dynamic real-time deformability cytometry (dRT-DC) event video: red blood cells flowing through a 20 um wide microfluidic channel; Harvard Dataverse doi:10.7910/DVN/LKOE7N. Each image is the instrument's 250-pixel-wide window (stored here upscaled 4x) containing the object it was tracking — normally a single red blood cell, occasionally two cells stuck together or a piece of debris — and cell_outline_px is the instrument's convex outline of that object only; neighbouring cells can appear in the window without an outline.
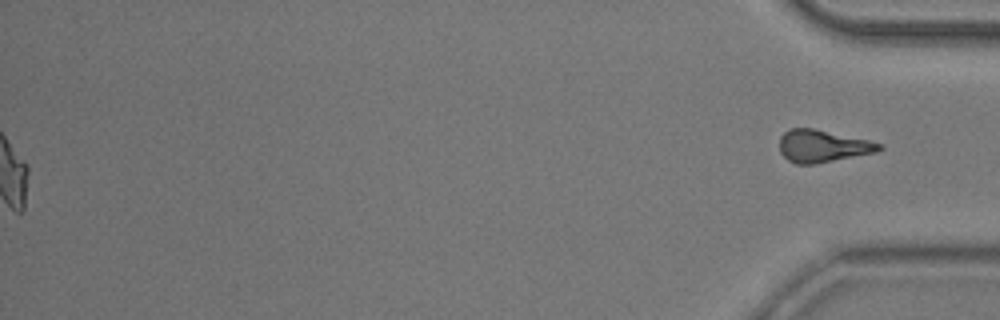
{"species": "common noctule bat (a hibernating species)", "species_latin": "Nyctalus noctula", "temperature_condition": "room temperature", "stored_images_in_passage": 54, "segment_of_instrument_passage": [2, 2], "camera_frame_rate_fps": 3000, "um_per_image_px": 0.085, "animal": {"sex": "male", "body_mass_g": 20.5, "forearm_length_mm": 52.5}, "frame": {"image": 1, "passage_image": 54, "time_ms": 17.667, "image_size_px": [1000, 320], "cell_outline_px": [[884, 148], [876, 152], [816, 164], [796, 164], [788, 160], [780, 152], [780, 136], [788, 128], [812, 128], [868, 140], [884, 144]], "centroid_in_image_um": [69.92, 12.42], "position_along_channel_um": 365.3, "area_um2": 18.79}}